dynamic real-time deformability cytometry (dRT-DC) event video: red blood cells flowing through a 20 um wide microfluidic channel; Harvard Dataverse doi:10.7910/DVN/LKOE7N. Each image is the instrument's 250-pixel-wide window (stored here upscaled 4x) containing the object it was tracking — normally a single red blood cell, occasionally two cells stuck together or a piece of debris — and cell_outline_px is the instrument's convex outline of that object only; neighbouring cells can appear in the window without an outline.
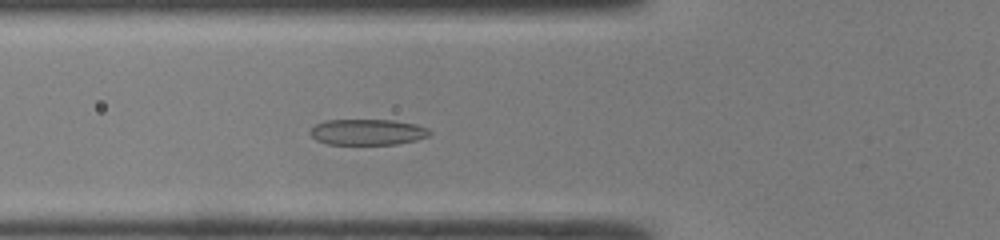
{"species": "common noctule bat (a hibernating species)", "species_latin": "Nyctalus noctula", "temperature_condition": "room temperature", "stored_images_in_passage": 43, "camera_frame_rate_fps": 3000, "um_per_image_px": 0.085, "animal": {"sex": "male", "body_mass_g": 19.0, "forearm_length_mm": 50.8}, "frame": {"image": 1, "passage_image": 13, "time_ms": 4.0, "image_size_px": [1000, 240], "cell_outline_px": [[432, 132], [428, 136], [416, 140], [396, 144], [328, 144], [316, 140], [308, 132], [316, 124], [324, 120], [392, 120], [416, 124], [428, 128]], "centroid_in_image_um": [31.24, 11.22], "position_along_channel_um": 94.6, "area_um2": 18.03}}
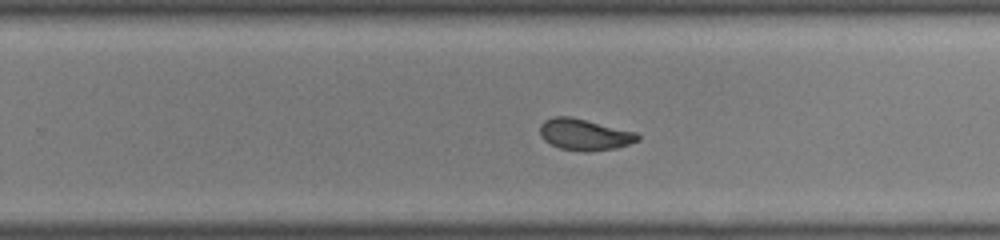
{"frame": {"image": 2, "passage_image": 26, "time_ms": 8.333, "image_size_px": [1000, 240], "cell_outline_px": [[640, 140], [616, 148], [588, 152], [584, 152], [560, 148], [544, 140], [540, 136], [540, 124], [544, 120], [552, 116], [572, 116], [636, 132], [640, 136]], "centroid_in_image_um": [49.67, 11.43], "position_along_channel_um": 280.1, "area_um2": 18.03}}
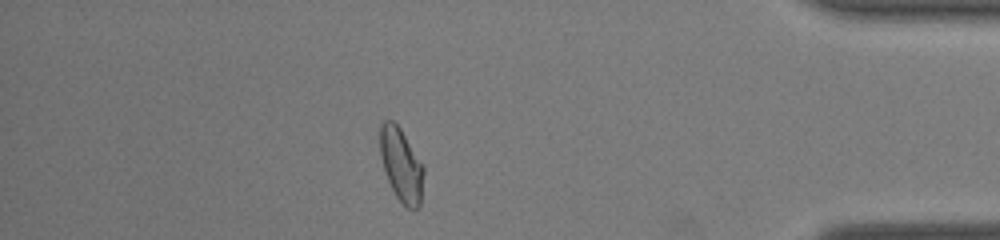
{"frame": {"image": 3, "passage_image": 37, "time_ms": 12.0, "image_size_px": [1000, 240], "cell_outline_px": [[424, 172], [420, 204], [416, 208], [408, 208], [396, 196], [388, 180], [380, 156], [380, 124], [384, 120], [392, 120], [400, 128], [424, 164]], "centroid_in_image_um": [34.11, 13.98], "position_along_channel_um": 401.1, "area_um2": 18.55}, "authors_computed_cell_mechanics": {"area_um2": 18.3226, "velocity_mm_per_s": 4.2904, "shape_relaxation_time_tau1_ms": 4.5519, "shape_relaxation_time_tau2_ms": 0.9407, "deformation_change_tau1": 0.1743, "deformation_change_tau2": 0.068}}